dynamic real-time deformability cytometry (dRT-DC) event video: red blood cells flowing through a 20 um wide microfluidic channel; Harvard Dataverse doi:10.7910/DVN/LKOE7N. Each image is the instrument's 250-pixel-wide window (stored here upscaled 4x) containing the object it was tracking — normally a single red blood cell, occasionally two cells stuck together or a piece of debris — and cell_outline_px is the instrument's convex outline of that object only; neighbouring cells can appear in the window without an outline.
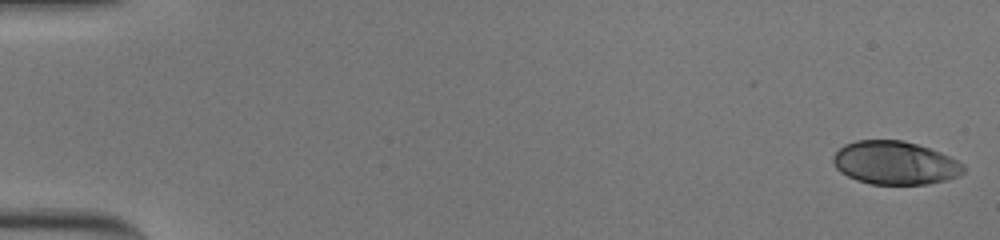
{"species": "human", "species_latin": "Homo sapiens", "temperature_condition": "cold", "stored_images_in_passage": 56, "camera_frame_rate_fps": 3000, "um_per_image_px": 0.085, "donor": {"sex": "male"}, "frame": {"image": 1, "passage_image": 1, "time_ms": 0.0, "image_size_px": [1000, 240], "cell_outline_px": [[964, 172], [960, 176], [948, 180], [928, 184], [872, 184], [856, 180], [840, 172], [836, 168], [832, 160], [832, 156], [844, 144], [856, 140], [904, 140], [940, 152], [964, 164]], "centroid_in_image_um": [76.07, 13.85], "position_along_channel_um": 8.9, "area_um2": 33.0}}
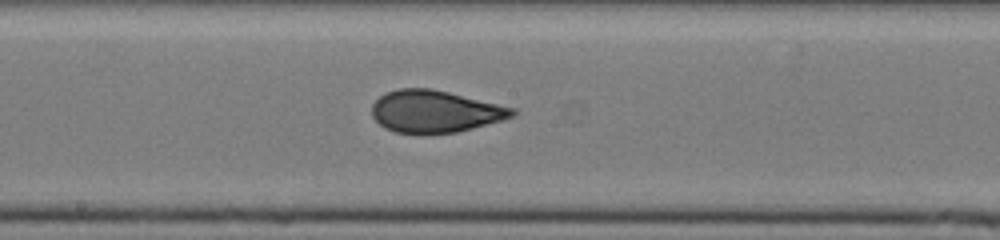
{"frame": {"image": 2, "passage_image": 31, "time_ms": 10.0, "image_size_px": [1000, 240], "cell_outline_px": [[516, 112], [512, 116], [500, 120], [472, 128], [456, 132], [420, 136], [396, 132], [384, 128], [372, 116], [372, 104], [384, 92], [400, 88], [432, 88], [516, 108]], "centroid_in_image_um": [36.92, 9.49], "position_along_channel_um": 211.3, "area_um2": 34.85}}
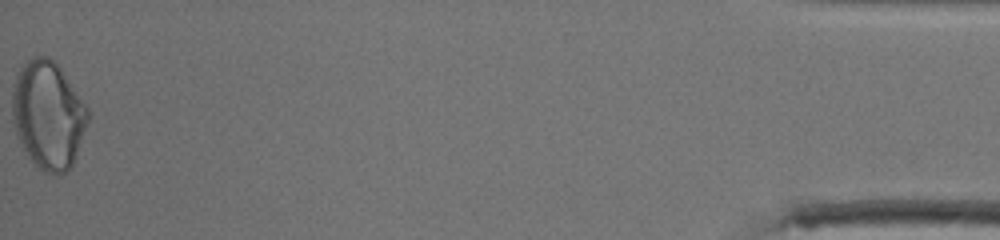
{"frame": {"image": 3, "passage_image": 56, "time_ms": 18.333, "image_size_px": [1000, 240], "cell_outline_px": [[88, 120], [72, 168], [60, 176], [56, 176], [44, 172], [24, 152], [16, 136], [12, 120], [12, 92], [16, 76], [20, 68], [32, 56], [48, 56], [60, 68], [88, 108]], "centroid_in_image_um": [4.07, 9.81], "position_along_channel_um": 431.1, "area_um2": 47.63}, "authors_computed_cell_mechanics": {"area_um2": 34.7378, "velocity_mm_per_s": 3.704, "shape_relaxation_time_tau1_ms": 6.701, "shape_relaxation_time_tau2_ms": 1.1862, "deformation_change_tau1": 0.1701, "deformation_change_tau2": 0.0408}}